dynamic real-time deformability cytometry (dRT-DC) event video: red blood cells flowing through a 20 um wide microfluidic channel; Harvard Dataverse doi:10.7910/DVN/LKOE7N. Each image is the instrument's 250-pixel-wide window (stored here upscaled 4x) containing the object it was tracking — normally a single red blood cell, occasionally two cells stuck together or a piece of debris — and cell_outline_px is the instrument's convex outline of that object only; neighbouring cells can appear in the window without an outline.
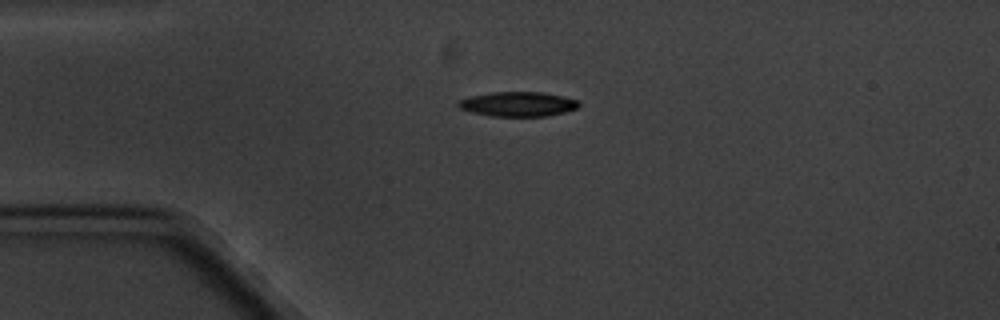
{"species": "common noctule bat (a hibernating species)", "species_latin": "Nyctalus noctula", "temperature_condition": "cold", "stored_images_in_passage": 2, "camera_frame_rate_fps": 3000, "um_per_image_px": 0.085, "animal": {"sex": "male", "body_mass_g": 20.1, "forearm_length_mm": 53.5}, "frame": {"image": 1, "passage_image": 1, "time_ms": 0.0, "image_size_px": [1000, 320], "cell_outline_px": [[580, 104], [576, 108], [564, 112], [548, 116], [492, 116], [472, 112], [460, 108], [456, 104], [460, 100], [472, 96], [492, 92], [544, 92], [580, 100]], "centroid_in_image_um": [44.06, 8.84], "position_along_channel_um": 40.9, "area_um2": 17.22}}